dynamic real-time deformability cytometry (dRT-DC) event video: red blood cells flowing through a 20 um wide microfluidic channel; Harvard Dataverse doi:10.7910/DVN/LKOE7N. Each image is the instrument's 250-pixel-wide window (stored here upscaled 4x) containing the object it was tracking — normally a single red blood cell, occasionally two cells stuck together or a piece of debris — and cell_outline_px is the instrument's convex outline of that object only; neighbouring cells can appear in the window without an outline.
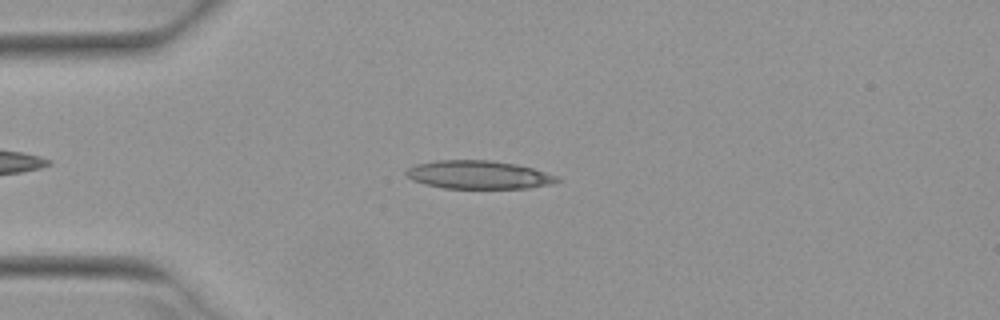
{"species": "Egyptian fruit bat (a non-hibernating species)", "species_latin": "Rousettus aegyptiacus", "temperature_condition": "warm", "stored_images_in_passage": 10, "camera_frame_rate_fps": 3000, "um_per_image_px": 0.085, "animal": {"sex": "female"}, "frame": {"image": 1, "passage_image": 7, "time_ms": 2.0, "image_size_px": [1000, 320], "cell_outline_px": [[560, 180], [552, 184], [528, 188], [444, 188], [424, 184], [412, 180], [404, 172], [408, 168], [416, 164], [436, 160], [492, 160], [516, 164], [532, 168], [556, 176]], "centroid_in_image_um": [40.65, 14.85], "position_along_channel_um": 44.4, "area_um2": 24.8}}